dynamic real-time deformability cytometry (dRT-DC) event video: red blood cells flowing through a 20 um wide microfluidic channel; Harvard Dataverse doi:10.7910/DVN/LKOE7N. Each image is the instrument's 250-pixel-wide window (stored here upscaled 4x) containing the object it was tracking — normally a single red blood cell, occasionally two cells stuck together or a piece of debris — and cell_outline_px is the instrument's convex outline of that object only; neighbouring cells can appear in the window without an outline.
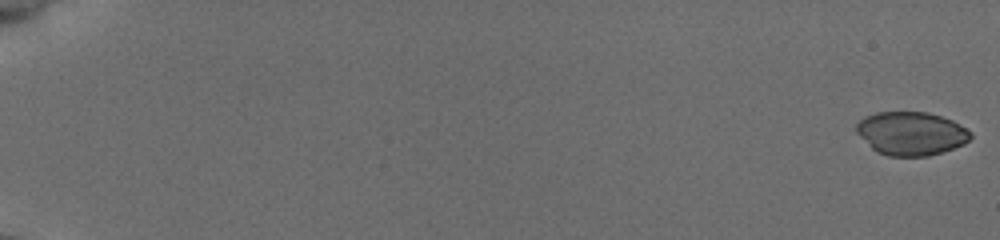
{"species": "common noctule bat (a hibernating species)", "species_latin": "Nyctalus noctula", "temperature_condition": "cold", "stored_images_in_passage": 55, "camera_frame_rate_fps": 3000, "um_per_image_px": 0.085, "animal": {"sex": "female", "body_mass_g": 19.5, "forearm_length_mm": 54.1}, "frame": {"image": 1, "passage_image": 1, "time_ms": 0.0, "image_size_px": [1000, 240], "cell_outline_px": [[972, 136], [964, 144], [928, 156], [888, 156], [876, 152], [856, 132], [856, 124], [864, 116], [876, 112], [928, 112], [952, 120], [972, 132]], "centroid_in_image_um": [77.43, 11.34], "position_along_channel_um": 7.6, "area_um2": 28.84}}
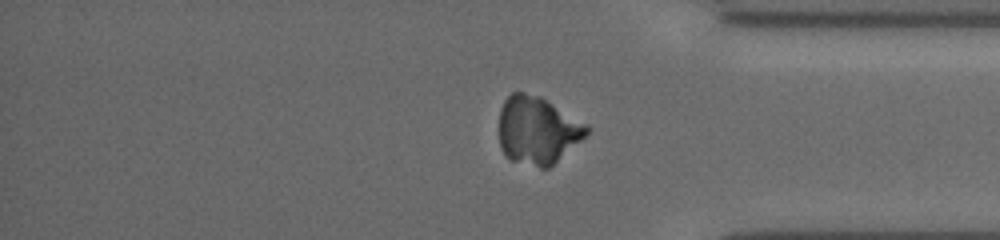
{"frame": {"image": 2, "passage_image": 47, "time_ms": 15.333, "image_size_px": [1000, 240], "cell_outline_px": [[588, 136], [548, 168], [540, 168], [512, 160], [500, 148], [500, 108], [504, 100], [512, 92], [524, 92], [540, 96], [588, 124]], "centroid_in_image_um": [45.71, 11.06], "position_along_channel_um": 389.5, "area_um2": 34.62}}
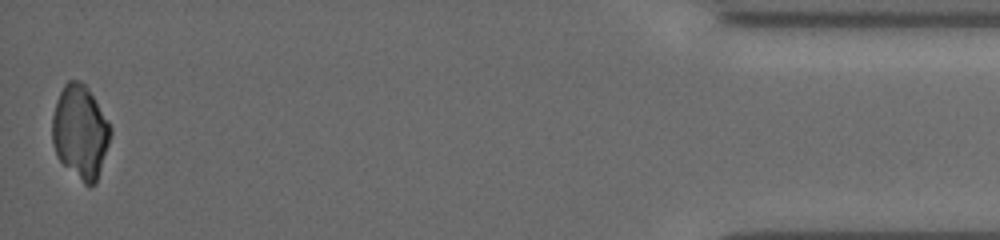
{"frame": {"image": 3, "passage_image": 55, "time_ms": 18.0, "image_size_px": [1000, 240], "cell_outline_px": [[112, 132], [96, 184], [88, 188], [56, 156], [52, 144], [52, 116], [56, 100], [64, 84], [68, 80], [80, 80], [88, 88], [112, 128]], "centroid_in_image_um": [6.81, 11.22], "position_along_channel_um": 428.4, "area_um2": 31.79}}